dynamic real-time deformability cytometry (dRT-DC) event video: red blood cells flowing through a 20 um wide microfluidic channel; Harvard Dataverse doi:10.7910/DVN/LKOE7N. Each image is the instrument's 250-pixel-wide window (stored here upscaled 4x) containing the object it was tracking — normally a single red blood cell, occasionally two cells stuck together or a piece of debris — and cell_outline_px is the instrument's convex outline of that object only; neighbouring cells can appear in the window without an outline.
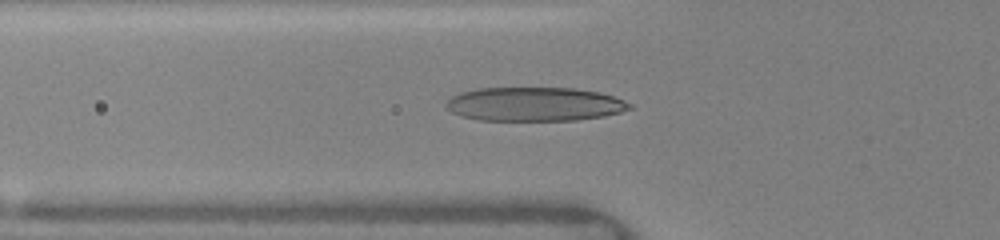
{"species": "human", "species_latin": "Homo sapiens", "temperature_condition": "warm", "stored_images_in_passage": 37, "camera_frame_rate_fps": 3000, "um_per_image_px": 0.085, "donor": {"sex": "female"}, "frame": {"image": 1, "passage_image": 3, "time_ms": 0.333, "image_size_px": [1000, 240], "cell_outline_px": [[632, 108], [620, 112], [604, 116], [576, 120], [480, 120], [464, 116], [452, 112], [444, 104], [452, 96], [460, 92], [480, 88], [576, 88], [600, 92], [624, 100], [632, 104]], "centroid_in_image_um": [45.46, 8.85], "position_along_channel_um": 80.3, "area_um2": 36.18}}
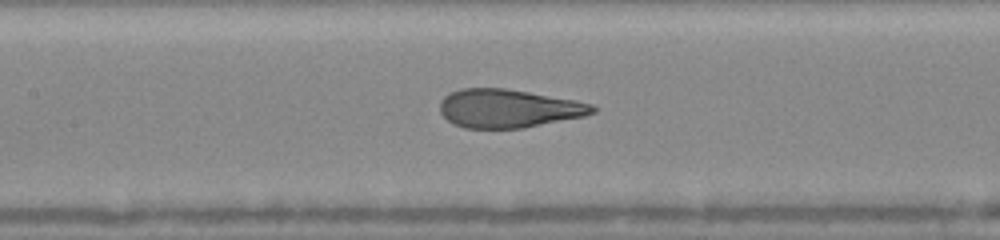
{"frame": {"image": 2, "passage_image": 15, "time_ms": 2.333, "image_size_px": [1000, 240], "cell_outline_px": [[600, 108], [596, 112], [584, 116], [524, 128], [464, 128], [452, 124], [440, 112], [440, 100], [444, 96], [460, 88], [504, 88], [576, 100], [592, 104]], "centroid_in_image_um": [43.23, 9.22], "position_along_channel_um": 164.2, "area_um2": 34.33}}
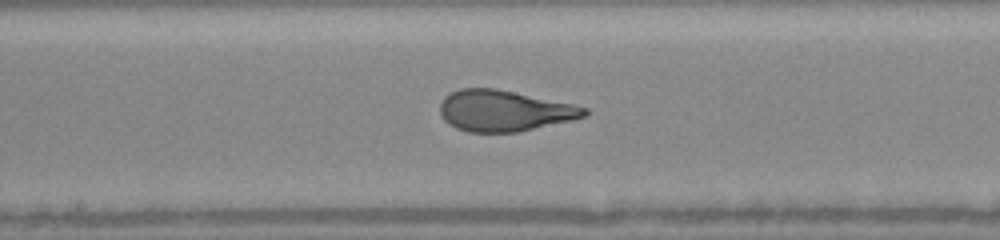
{"frame": {"image": 3, "passage_image": 22, "time_ms": 3.333, "image_size_px": [1000, 240], "cell_outline_px": [[592, 112], [584, 116], [572, 120], [516, 132], [468, 132], [456, 128], [448, 124], [440, 116], [440, 100], [444, 96], [460, 88], [496, 88], [572, 104], [588, 108]], "centroid_in_image_um": [42.82, 9.41], "position_along_channel_um": 205.4, "area_um2": 34.56}}